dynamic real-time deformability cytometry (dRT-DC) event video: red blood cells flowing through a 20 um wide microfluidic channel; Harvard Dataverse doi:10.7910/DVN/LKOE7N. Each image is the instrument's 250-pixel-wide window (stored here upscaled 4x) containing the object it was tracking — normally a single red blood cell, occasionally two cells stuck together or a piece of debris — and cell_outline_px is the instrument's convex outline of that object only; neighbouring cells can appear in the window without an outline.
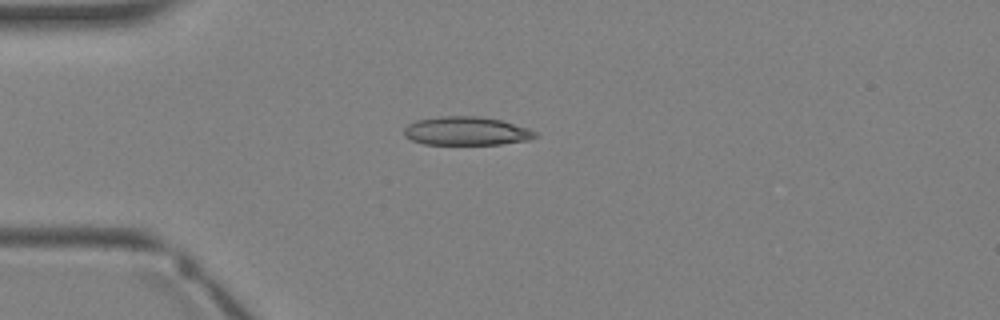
{"species": "Egyptian fruit bat (a non-hibernating species)", "species_latin": "Rousettus aegyptiacus", "temperature_condition": "warm", "stored_images_in_passage": 2, "camera_frame_rate_fps": 3000, "um_per_image_px": 0.085, "animal": {"sex": "female"}, "frame": {"image": 1, "passage_image": 2, "time_ms": 1.0, "image_size_px": [1000, 320], "cell_outline_px": [[540, 136], [528, 140], [500, 144], [424, 144], [412, 140], [404, 136], [404, 128], [408, 124], [416, 120], [440, 116], [476, 116], [500, 120], [528, 128], [536, 132]], "centroid_in_image_um": [39.63, 11.14], "position_along_channel_um": 45.4, "area_um2": 21.79}}